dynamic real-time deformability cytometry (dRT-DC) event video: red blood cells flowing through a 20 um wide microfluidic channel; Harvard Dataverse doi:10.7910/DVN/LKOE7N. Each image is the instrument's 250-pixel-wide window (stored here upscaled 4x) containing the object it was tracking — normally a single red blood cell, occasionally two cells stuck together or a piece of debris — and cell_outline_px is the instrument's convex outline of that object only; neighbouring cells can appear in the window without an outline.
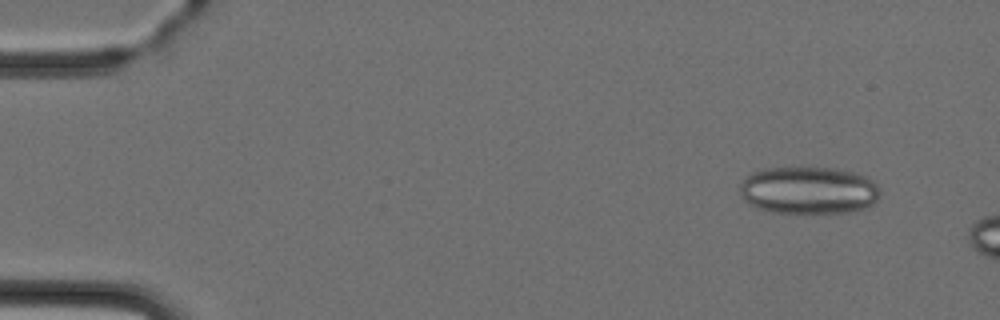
{"species": "Egyptian fruit bat (a non-hibernating species)", "species_latin": "Rousettus aegyptiacus", "temperature_condition": "cold", "stored_images_in_passage": 3, "camera_frame_rate_fps": 3000, "um_per_image_px": 0.085, "animal": {"sex": "female"}, "frame": {"image": 1, "passage_image": 1, "time_ms": 0.0, "image_size_px": [1000, 320], "cell_outline_px": [[880, 192], [876, 200], [872, 204], [864, 208], [848, 212], [772, 212], [756, 208], [748, 204], [744, 200], [740, 192], [740, 184], [752, 172], [764, 168], [832, 168], [852, 172], [868, 176], [880, 188]], "centroid_in_image_um": [68.72, 16.17], "position_along_channel_um": 16.3, "area_um2": 38.61}}